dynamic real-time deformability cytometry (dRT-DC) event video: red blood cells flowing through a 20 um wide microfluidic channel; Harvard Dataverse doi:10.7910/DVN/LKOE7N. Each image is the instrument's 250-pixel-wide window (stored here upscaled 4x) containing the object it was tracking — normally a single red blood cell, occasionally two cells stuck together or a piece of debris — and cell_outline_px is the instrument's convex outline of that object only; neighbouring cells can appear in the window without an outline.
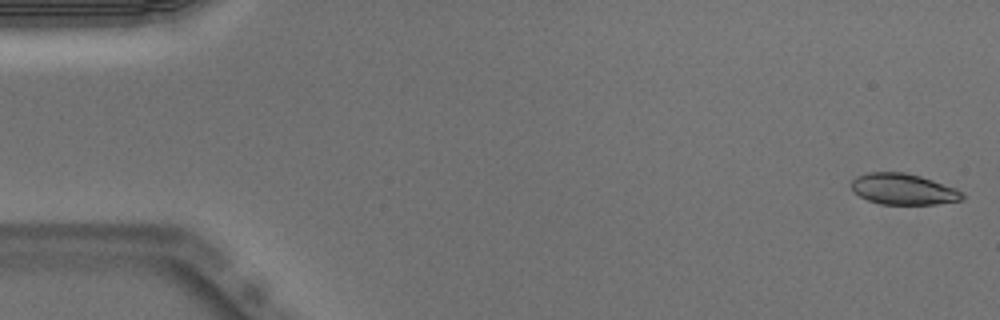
{"species": "Egyptian fruit bat (a non-hibernating species)", "species_latin": "Rousettus aegyptiacus", "temperature_condition": "warm", "stored_images_in_passage": 43, "camera_frame_rate_fps": 3000, "um_per_image_px": 0.085, "animal": {"sex": "male"}, "frame": {"image": 1, "passage_image": 1, "time_ms": 0.0, "image_size_px": [1000, 320], "cell_outline_px": [[964, 200], [936, 204], [880, 204], [868, 200], [852, 192], [852, 180], [856, 176], [864, 172], [904, 172], [920, 176], [956, 188], [964, 192]], "centroid_in_image_um": [76.78, 16.07], "position_along_channel_um": 8.2, "area_um2": 20.23}}
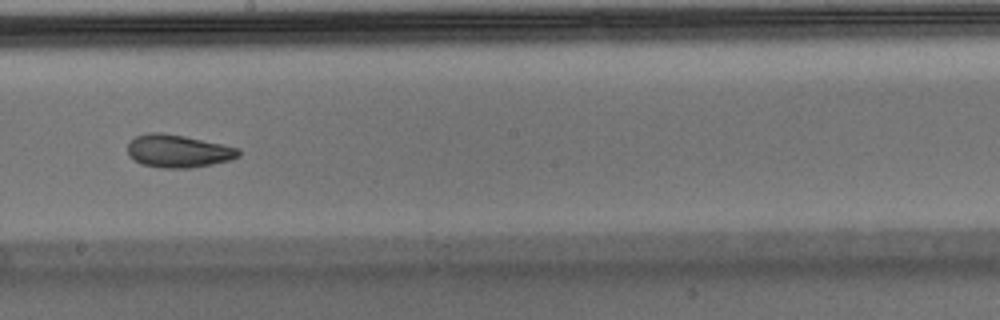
{"frame": {"image": 2, "passage_image": 28, "time_ms": 9.0, "image_size_px": [1000, 320], "cell_outline_px": [[240, 156], [232, 160], [192, 168], [160, 168], [140, 164], [128, 156], [128, 140], [136, 136], [148, 132], [160, 132], [184, 136], [240, 148]], "centroid_in_image_um": [15.12, 12.85], "position_along_channel_um": 233.1, "area_um2": 21.5}}
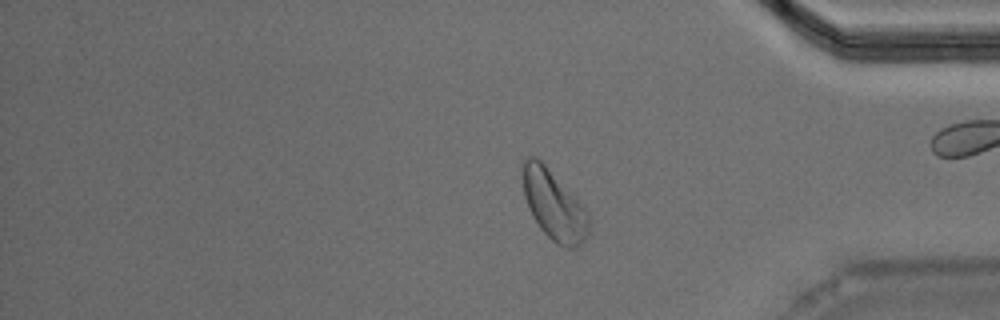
{"frame": {"image": 3, "passage_image": 43, "time_ms": 14.0, "image_size_px": [1000, 320], "cell_outline_px": [[588, 236], [580, 244], [572, 248], [568, 248], [556, 244], [540, 228], [532, 216], [528, 208], [524, 196], [524, 160], [528, 156], [536, 156], [544, 164], [584, 208], [588, 216]], "centroid_in_image_um": [47.06, 17.47], "position_along_channel_um": 388.1, "area_um2": 25.95}, "authors_computed_cell_mechanics": {"area_um2": 21.2126, "velocity_mm_per_s": 3.9957, "shape_relaxation_time_tau1_ms": 9.9061, "shape_relaxation_time_tau2_ms": 2.317, "deformation_change_tau1": 0.214, "deformation_change_tau2": 0.0764}}